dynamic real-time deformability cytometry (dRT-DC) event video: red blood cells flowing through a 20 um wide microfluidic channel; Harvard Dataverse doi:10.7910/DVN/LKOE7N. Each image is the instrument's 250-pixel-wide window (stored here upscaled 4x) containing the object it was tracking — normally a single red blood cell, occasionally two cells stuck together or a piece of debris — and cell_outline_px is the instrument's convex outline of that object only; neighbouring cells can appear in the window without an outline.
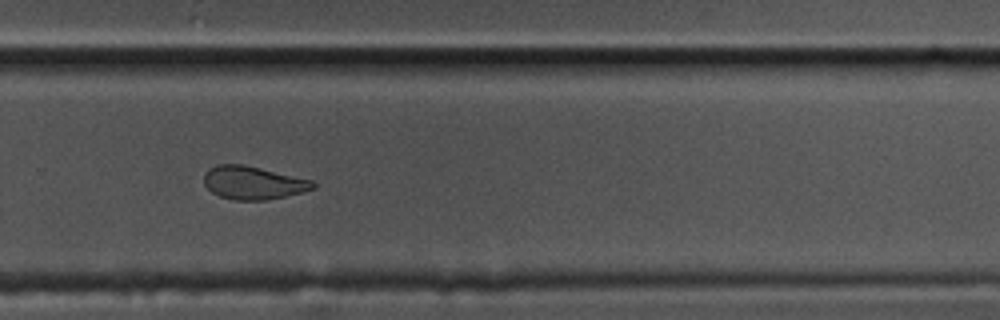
{"species": "common noctule bat (a hibernating species)", "species_latin": "Nyctalus noctula", "temperature_condition": "cold", "stored_images_in_passage": 37, "camera_frame_rate_fps": 3000, "um_per_image_px": 0.085, "animal": {"sex": "male", "body_mass_g": 17.5, "forearm_length_mm": 52.3}, "frame": {"image": 1, "passage_image": 27, "time_ms": 8.667, "image_size_px": [1000, 320], "cell_outline_px": [[316, 188], [284, 196], [264, 200], [236, 200], [220, 196], [212, 192], [204, 184], [204, 172], [208, 168], [216, 164], [244, 164], [312, 180], [316, 184]], "centroid_in_image_um": [21.48, 15.52], "position_along_channel_um": 308.3, "area_um2": 20.98}, "authors_computed_cell_mechanics": {"area_um2": 21.6172, "velocity_mm_per_s": 3.3362, "shape_relaxation_time_tau1_ms": null, "shape_relaxation_time_tau2_ms": 2.9629, "deformation_change_tau1": null, "deformation_change_tau2": 0.0986}}